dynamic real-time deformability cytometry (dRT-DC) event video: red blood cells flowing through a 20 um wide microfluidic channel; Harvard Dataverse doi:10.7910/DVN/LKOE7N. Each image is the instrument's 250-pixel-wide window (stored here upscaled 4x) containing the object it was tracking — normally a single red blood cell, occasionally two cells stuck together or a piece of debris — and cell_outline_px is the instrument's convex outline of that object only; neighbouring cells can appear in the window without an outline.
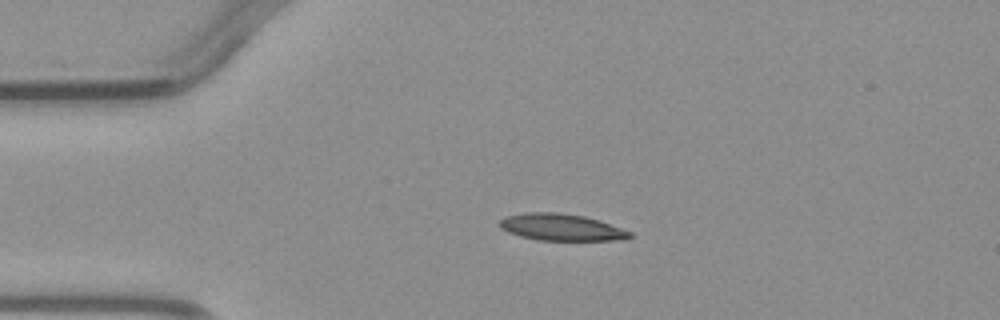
{"species": "common noctule bat (a hibernating species)", "species_latin": "Nyctalus noctula", "temperature_condition": "warm", "stored_images_in_passage": 4, "camera_frame_rate_fps": 3000, "um_per_image_px": 0.085, "animal": {"sex": "male", "body_mass_g": 23.1, "forearm_length_mm": 52.7}, "frame": {"image": 1, "passage_image": 2, "time_ms": 1.0, "image_size_px": [1000, 320], "cell_outline_px": [[632, 236], [628, 240], [536, 240], [520, 236], [508, 232], [500, 228], [500, 220], [504, 216], [524, 212], [560, 212], [584, 216], [600, 220], [632, 232]], "centroid_in_image_um": [47.72, 19.31], "position_along_channel_um": 37.3, "area_um2": 20.58}}
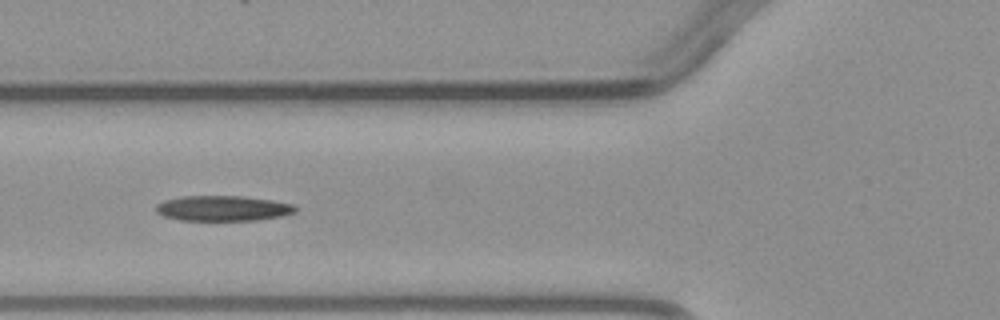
{"frame": {"image": 2, "passage_image": 4, "time_ms": 3.333, "image_size_px": [1000, 320], "cell_outline_px": [[296, 212], [280, 216], [256, 220], [180, 220], [164, 216], [156, 212], [156, 204], [164, 200], [184, 196], [244, 196], [272, 200], [292, 204], [296, 208]], "centroid_in_image_um": [18.93, 17.7], "position_along_channel_um": 106.9, "area_um2": 20.46}}